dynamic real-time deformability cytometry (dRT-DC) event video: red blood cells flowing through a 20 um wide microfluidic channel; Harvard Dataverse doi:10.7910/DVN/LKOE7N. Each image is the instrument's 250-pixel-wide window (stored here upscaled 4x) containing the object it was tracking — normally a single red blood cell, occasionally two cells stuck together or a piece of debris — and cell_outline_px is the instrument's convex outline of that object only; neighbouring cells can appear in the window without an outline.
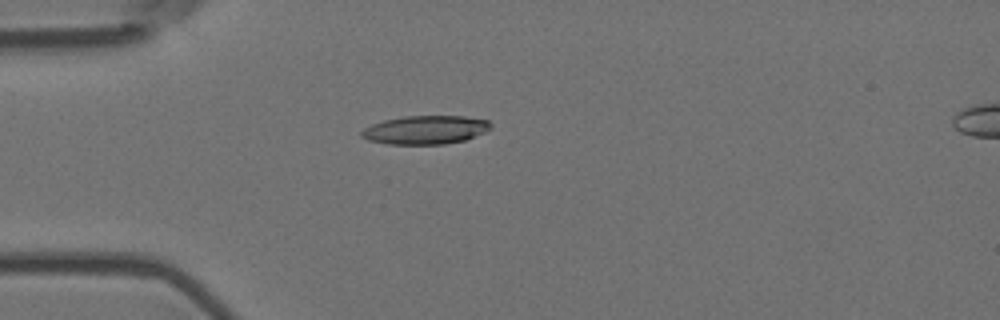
{"species": "Egyptian fruit bat (a non-hibernating species)", "species_latin": "Rousettus aegyptiacus", "temperature_condition": "room temperature", "stored_images_in_passage": 5, "camera_frame_rate_fps": 3000, "um_per_image_px": 0.085, "animal": {"sex": "female"}, "frame": {"image": 1, "passage_image": 5, "time_ms": 1.333, "image_size_px": [1000, 320], "cell_outline_px": [[492, 128], [484, 132], [464, 140], [444, 144], [388, 144], [368, 140], [360, 136], [360, 132], [364, 128], [372, 124], [384, 120], [404, 116], [464, 116], [488, 120], [492, 124]], "centroid_in_image_um": [36.15, 11.03], "position_along_channel_um": 48.8, "area_um2": 21.5}}